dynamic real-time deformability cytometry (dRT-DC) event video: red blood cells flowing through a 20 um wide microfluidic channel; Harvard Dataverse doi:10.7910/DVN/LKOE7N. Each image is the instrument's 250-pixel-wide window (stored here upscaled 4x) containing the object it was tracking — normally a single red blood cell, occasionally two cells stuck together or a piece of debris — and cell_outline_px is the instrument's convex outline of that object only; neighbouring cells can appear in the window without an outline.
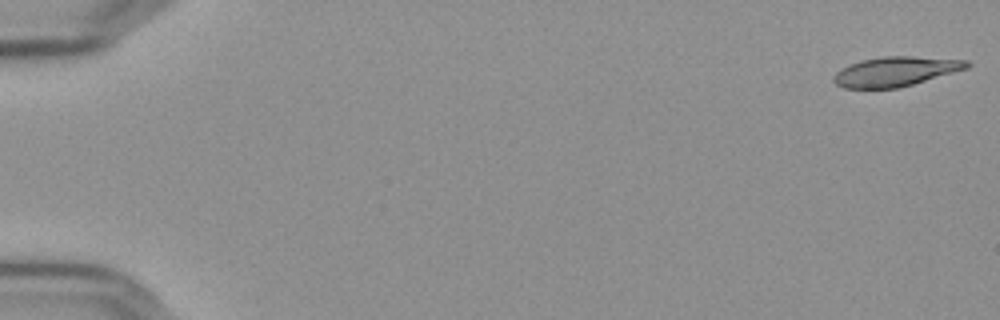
{"species": "Egyptian fruit bat (a non-hibernating species)", "species_latin": "Rousettus aegyptiacus", "temperature_condition": "cold", "stored_images_in_passage": 56, "camera_frame_rate_fps": 3000, "um_per_image_px": 0.085, "frame": {"image": 1, "passage_image": 1, "time_ms": 0.0, "image_size_px": [1000, 320], "cell_outline_px": [[972, 64], [968, 68], [912, 84], [896, 88], [844, 88], [836, 84], [832, 80], [832, 76], [840, 68], [860, 60], [884, 56], [912, 56], [968, 60]], "centroid_in_image_um": [76.1, 6.07], "position_along_channel_um": 8.9, "area_um2": 22.95}}
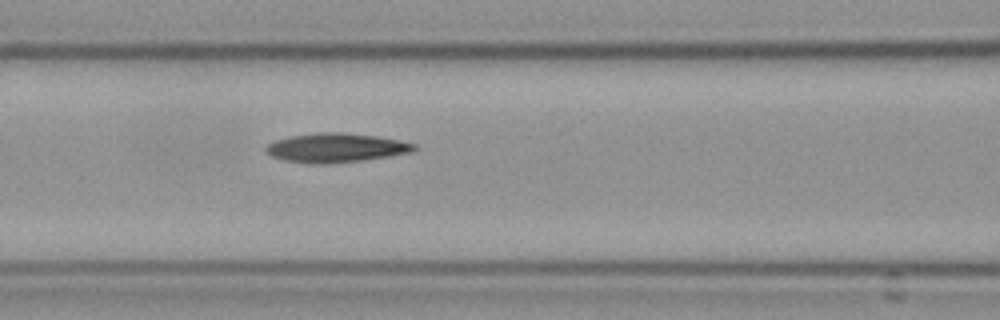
{"frame": {"image": 2, "passage_image": 25, "time_ms": 8.0, "image_size_px": [1000, 320], "cell_outline_px": [[420, 148], [412, 152], [388, 156], [360, 160], [320, 164], [312, 164], [284, 160], [272, 156], [264, 148], [268, 144], [276, 140], [288, 136], [320, 132], [340, 132], [376, 136], [400, 140], [416, 144]], "centroid_in_image_um": [28.57, 12.55], "position_along_channel_um": 138.0, "area_um2": 25.03}}
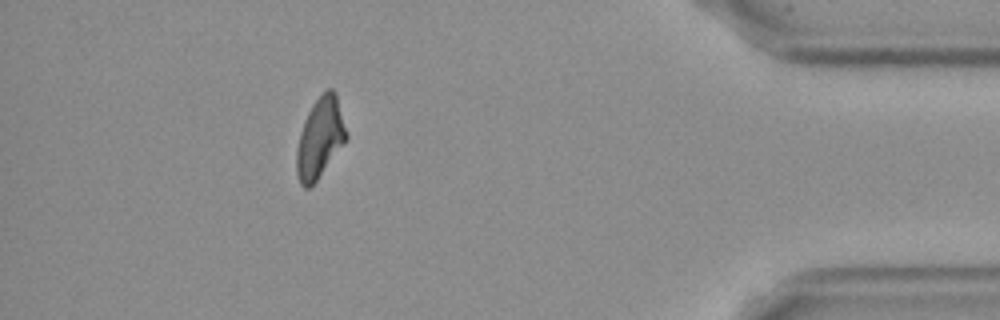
{"frame": {"image": 3, "passage_image": 51, "time_ms": 16.667, "image_size_px": [1000, 320], "cell_outline_px": [[348, 136], [316, 180], [308, 188], [304, 188], [300, 184], [296, 172], [296, 152], [300, 132], [304, 120], [312, 104], [328, 88], [332, 88], [336, 92], [348, 132]], "centroid_in_image_um": [27.19, 11.69], "position_along_channel_um": 408.0, "area_um2": 22.95}, "authors_computed_cell_mechanics": {"area_um2": 23.9292, "velocity_mm_per_s": 3.6294, "shape_relaxation_time_tau1_ms": null, "shape_relaxation_time_tau2_ms": 9.366, "deformation_change_tau1": null, "deformation_change_tau2": 0.1877}}